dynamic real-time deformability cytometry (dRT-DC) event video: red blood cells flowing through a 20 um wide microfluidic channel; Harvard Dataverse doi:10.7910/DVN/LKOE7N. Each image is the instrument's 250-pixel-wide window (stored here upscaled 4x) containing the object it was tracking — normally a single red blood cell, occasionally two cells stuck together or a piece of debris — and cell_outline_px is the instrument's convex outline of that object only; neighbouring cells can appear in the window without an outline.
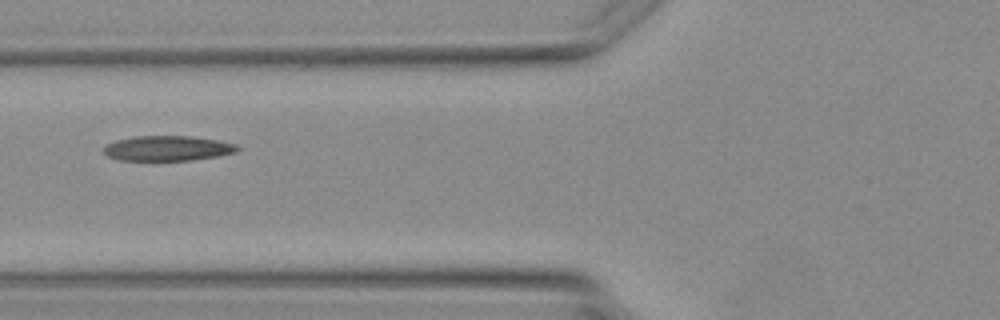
{"species": "Egyptian fruit bat (a non-hibernating species)", "species_latin": "Rousettus aegyptiacus", "temperature_condition": "warm", "stored_images_in_passage": 3, "camera_frame_rate_fps": 3000, "um_per_image_px": 0.085, "animal": {"sex": "female"}, "frame": {"image": 1, "passage_image": 3, "time_ms": 4.333, "image_size_px": [1000, 320], "cell_outline_px": [[240, 148], [236, 152], [216, 156], [192, 160], [120, 160], [108, 156], [104, 152], [104, 144], [116, 140], [132, 136], [192, 136], [216, 140], [236, 144]], "centroid_in_image_um": [14.22, 12.6], "position_along_channel_um": 111.6, "area_um2": 19.48}}